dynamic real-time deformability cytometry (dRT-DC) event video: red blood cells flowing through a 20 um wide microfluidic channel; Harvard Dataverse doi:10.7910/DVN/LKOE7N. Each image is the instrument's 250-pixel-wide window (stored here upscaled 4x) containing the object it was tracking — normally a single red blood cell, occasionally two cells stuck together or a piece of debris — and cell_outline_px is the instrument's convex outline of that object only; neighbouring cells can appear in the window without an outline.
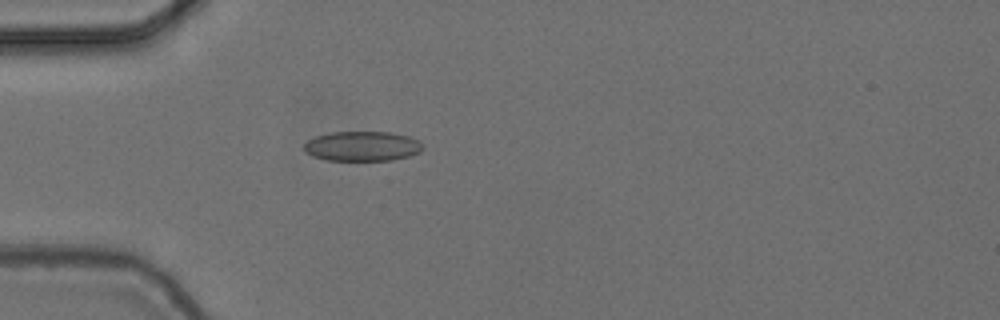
{"species": "common noctule bat (a hibernating species)", "species_latin": "Nyctalus noctula", "temperature_condition": "cold", "stored_images_in_passage": 43, "camera_frame_rate_fps": 3000, "um_per_image_px": 0.085, "animal": {"sex": "female", "body_mass_g": 24.6, "forearm_length_mm": 56.2}, "frame": {"image": 1, "passage_image": 4, "time_ms": 1.0, "image_size_px": [1000, 320], "cell_outline_px": [[424, 148], [420, 152], [408, 156], [392, 160], [328, 160], [312, 156], [304, 152], [304, 144], [308, 140], [316, 136], [332, 132], [392, 132], [408, 136], [420, 140], [424, 144]], "centroid_in_image_um": [30.82, 12.42], "position_along_channel_um": 54.2, "area_um2": 20.75}}
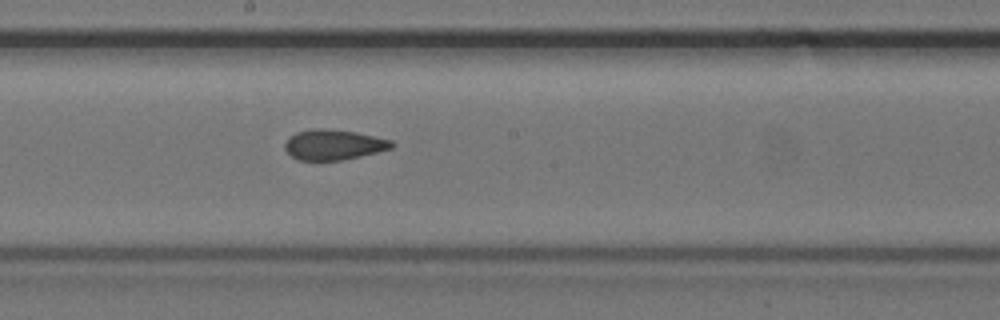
{"frame": {"image": 2, "passage_image": 18, "time_ms": 5.667, "image_size_px": [1000, 320], "cell_outline_px": [[396, 144], [392, 148], [360, 156], [340, 160], [296, 160], [284, 148], [284, 144], [288, 136], [296, 132], [308, 128], [324, 128], [356, 132], [392, 140]], "centroid_in_image_um": [28.32, 12.28], "position_along_channel_um": 219.9, "area_um2": 19.02}}
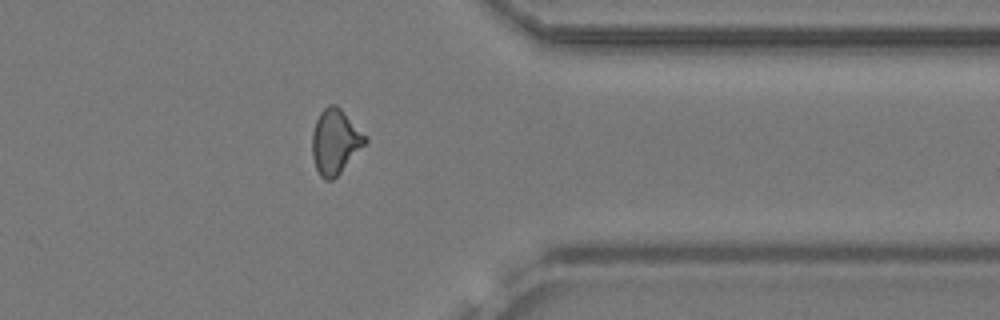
{"frame": {"image": 3, "passage_image": 32, "time_ms": 10.333, "image_size_px": [1000, 320], "cell_outline_px": [[368, 144], [332, 180], [324, 180], [320, 176], [316, 168], [312, 156], [312, 132], [316, 120], [320, 112], [328, 104], [336, 104], [368, 136]], "centroid_in_image_um": [28.52, 12.03], "position_along_channel_um": 382.9, "area_um2": 20.35}, "authors_computed_cell_mechanics": {"area_um2": 19.2474, "velocity_mm_per_s": 3.7189, "shape_relaxation_time_tau1_ms": null, "shape_relaxation_time_tau2_ms": 2.2692, "deformation_change_tau1": null, "deformation_change_tau2": 0.076}}